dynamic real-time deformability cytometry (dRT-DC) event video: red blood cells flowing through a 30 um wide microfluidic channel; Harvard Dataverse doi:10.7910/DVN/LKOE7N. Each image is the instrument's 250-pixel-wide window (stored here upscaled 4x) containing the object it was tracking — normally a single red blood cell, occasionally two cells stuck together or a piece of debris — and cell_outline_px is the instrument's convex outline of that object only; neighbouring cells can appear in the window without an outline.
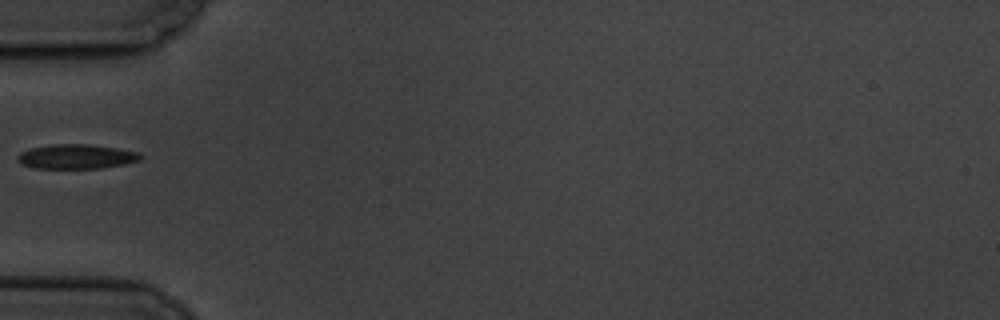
{"species": "common noctule bat (a hibernating species)", "species_latin": "Nyctalus noctula", "temperature_condition": "cold", "stored_images_in_passage": 6, "camera_frame_rate_fps": 3000, "um_per_image_px": 0.085, "animal": {"sex": "male", "body_mass_g": 19.5, "forearm_length_mm": 54.6}, "frame": {"image": 1, "passage_image": 1, "time_ms": 0.0, "image_size_px": [1000, 320], "cell_outline_px": [[144, 156], [140, 160], [124, 164], [100, 168], [36, 168], [20, 164], [16, 156], [20, 152], [32, 148], [48, 144], [92, 144], [140, 152]], "centroid_in_image_um": [6.5, 13.3], "position_along_channel_um": 78.5, "area_um2": 17.69}}
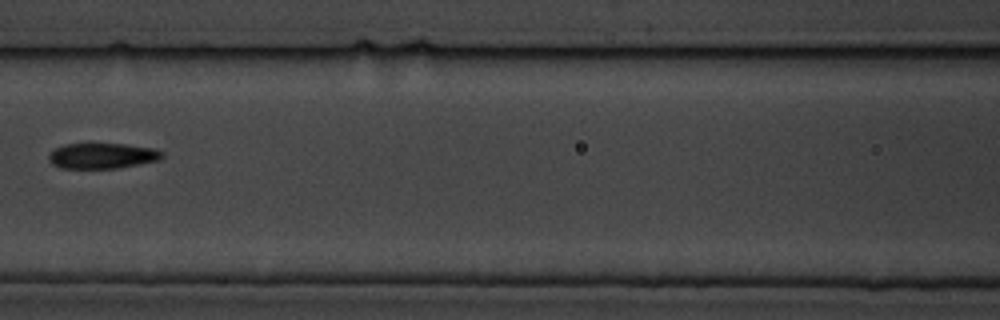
{"frame": {"image": 2, "passage_image": 3, "time_ms": 2.333, "image_size_px": [1000, 320], "cell_outline_px": [[164, 156], [160, 160], [116, 168], [60, 168], [52, 164], [48, 160], [48, 156], [56, 148], [64, 144], [92, 140], [128, 144], [156, 148], [164, 152]], "centroid_in_image_um": [8.7, 13.18], "position_along_channel_um": 157.9, "area_um2": 17.86}}
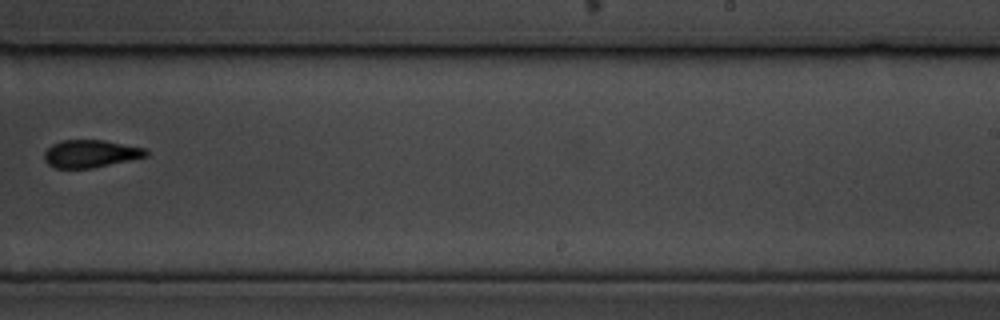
{"frame": {"image": 3, "passage_image": 6, "time_ms": 6.0, "image_size_px": [1000, 320], "cell_outline_px": [[148, 156], [92, 168], [56, 168], [48, 164], [44, 160], [44, 152], [52, 144], [60, 140], [104, 140], [144, 148], [148, 152]], "centroid_in_image_um": [7.67, 13.06], "position_along_channel_um": 281.3, "area_um2": 16.3}}